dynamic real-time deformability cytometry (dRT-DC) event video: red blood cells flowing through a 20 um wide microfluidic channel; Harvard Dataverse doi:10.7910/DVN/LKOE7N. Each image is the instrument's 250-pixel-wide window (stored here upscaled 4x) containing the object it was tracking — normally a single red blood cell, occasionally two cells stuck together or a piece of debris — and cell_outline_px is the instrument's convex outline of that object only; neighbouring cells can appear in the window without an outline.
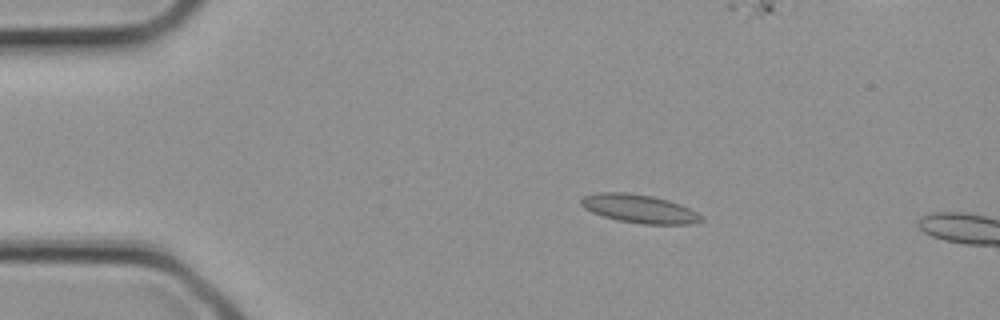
{"species": "common noctule bat (a hibernating species)", "species_latin": "Nyctalus noctula", "temperature_condition": "cold", "stored_images_in_passage": 2, "camera_frame_rate_fps": 3000, "um_per_image_px": 0.085, "animal": {"sex": "female", "body_mass_g": 21.9}, "frame": {"image": 1, "passage_image": 1, "time_ms": 0.0, "image_size_px": [1000, 320], "cell_outline_px": [[704, 220], [692, 224], [640, 224], [616, 220], [592, 212], [584, 208], [580, 204], [580, 200], [584, 196], [600, 192], [624, 192], [652, 196], [668, 200], [680, 204], [704, 216]], "centroid_in_image_um": [54.35, 17.75], "position_along_channel_um": 30.7, "area_um2": 19.94}}